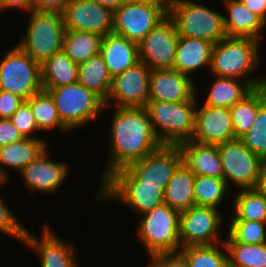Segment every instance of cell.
I'll return each instance as SVG.
<instances>
[{"label": "cell", "instance_id": "cell-1", "mask_svg": "<svg viewBox=\"0 0 266 267\" xmlns=\"http://www.w3.org/2000/svg\"><path fill=\"white\" fill-rule=\"evenodd\" d=\"M112 111L109 151L100 186L116 171L128 168L162 144L152 129L145 107H115ZM114 113V114H113Z\"/></svg>", "mask_w": 266, "mask_h": 267}, {"label": "cell", "instance_id": "cell-2", "mask_svg": "<svg viewBox=\"0 0 266 267\" xmlns=\"http://www.w3.org/2000/svg\"><path fill=\"white\" fill-rule=\"evenodd\" d=\"M260 43L249 37H225L213 45L208 73L218 77L241 79L253 89L266 85V75H254L263 62L260 57Z\"/></svg>", "mask_w": 266, "mask_h": 267}, {"label": "cell", "instance_id": "cell-3", "mask_svg": "<svg viewBox=\"0 0 266 267\" xmlns=\"http://www.w3.org/2000/svg\"><path fill=\"white\" fill-rule=\"evenodd\" d=\"M165 187L142 185V182L128 168H124L116 171L99 186L93 199L97 203L121 202L120 204L139 216L153 207L164 204Z\"/></svg>", "mask_w": 266, "mask_h": 267}, {"label": "cell", "instance_id": "cell-4", "mask_svg": "<svg viewBox=\"0 0 266 267\" xmlns=\"http://www.w3.org/2000/svg\"><path fill=\"white\" fill-rule=\"evenodd\" d=\"M198 95L181 102L148 101L152 129L162 145H179L190 141L195 129Z\"/></svg>", "mask_w": 266, "mask_h": 267}, {"label": "cell", "instance_id": "cell-5", "mask_svg": "<svg viewBox=\"0 0 266 267\" xmlns=\"http://www.w3.org/2000/svg\"><path fill=\"white\" fill-rule=\"evenodd\" d=\"M28 14V26L17 45L42 65L52 55L63 50L66 31L63 14L37 10Z\"/></svg>", "mask_w": 266, "mask_h": 267}, {"label": "cell", "instance_id": "cell-6", "mask_svg": "<svg viewBox=\"0 0 266 267\" xmlns=\"http://www.w3.org/2000/svg\"><path fill=\"white\" fill-rule=\"evenodd\" d=\"M223 14L195 0H171L168 7V15L179 36L204 39L213 44L227 37Z\"/></svg>", "mask_w": 266, "mask_h": 267}, {"label": "cell", "instance_id": "cell-7", "mask_svg": "<svg viewBox=\"0 0 266 267\" xmlns=\"http://www.w3.org/2000/svg\"><path fill=\"white\" fill-rule=\"evenodd\" d=\"M137 239L143 244L148 256L158 253L179 252L180 212L167 204L153 207L139 215Z\"/></svg>", "mask_w": 266, "mask_h": 267}, {"label": "cell", "instance_id": "cell-8", "mask_svg": "<svg viewBox=\"0 0 266 267\" xmlns=\"http://www.w3.org/2000/svg\"><path fill=\"white\" fill-rule=\"evenodd\" d=\"M45 91L52 96L59 118L71 132L103 114L104 101L79 82Z\"/></svg>", "mask_w": 266, "mask_h": 267}, {"label": "cell", "instance_id": "cell-9", "mask_svg": "<svg viewBox=\"0 0 266 267\" xmlns=\"http://www.w3.org/2000/svg\"><path fill=\"white\" fill-rule=\"evenodd\" d=\"M0 90L13 93L24 101L43 90L41 65L17 44L0 60Z\"/></svg>", "mask_w": 266, "mask_h": 267}, {"label": "cell", "instance_id": "cell-10", "mask_svg": "<svg viewBox=\"0 0 266 267\" xmlns=\"http://www.w3.org/2000/svg\"><path fill=\"white\" fill-rule=\"evenodd\" d=\"M169 5L127 0L114 11L113 33L139 43L168 15Z\"/></svg>", "mask_w": 266, "mask_h": 267}, {"label": "cell", "instance_id": "cell-11", "mask_svg": "<svg viewBox=\"0 0 266 267\" xmlns=\"http://www.w3.org/2000/svg\"><path fill=\"white\" fill-rule=\"evenodd\" d=\"M217 148L227 186L234 185L237 190L256 188L263 159L239 139L220 144Z\"/></svg>", "mask_w": 266, "mask_h": 267}, {"label": "cell", "instance_id": "cell-12", "mask_svg": "<svg viewBox=\"0 0 266 267\" xmlns=\"http://www.w3.org/2000/svg\"><path fill=\"white\" fill-rule=\"evenodd\" d=\"M223 216L219 209L196 205L181 212L179 224L181 248L224 242L219 236L222 232L221 227L223 229L221 224L225 223Z\"/></svg>", "mask_w": 266, "mask_h": 267}, {"label": "cell", "instance_id": "cell-13", "mask_svg": "<svg viewBox=\"0 0 266 267\" xmlns=\"http://www.w3.org/2000/svg\"><path fill=\"white\" fill-rule=\"evenodd\" d=\"M179 34L167 15L139 43V61L151 70L173 69Z\"/></svg>", "mask_w": 266, "mask_h": 267}, {"label": "cell", "instance_id": "cell-14", "mask_svg": "<svg viewBox=\"0 0 266 267\" xmlns=\"http://www.w3.org/2000/svg\"><path fill=\"white\" fill-rule=\"evenodd\" d=\"M151 69L142 62L112 78L104 112L114 107H146L149 100ZM111 103H114L111 104Z\"/></svg>", "mask_w": 266, "mask_h": 267}, {"label": "cell", "instance_id": "cell-15", "mask_svg": "<svg viewBox=\"0 0 266 267\" xmlns=\"http://www.w3.org/2000/svg\"><path fill=\"white\" fill-rule=\"evenodd\" d=\"M53 227L44 223L40 236L32 234L29 228L25 232L23 244L35 252L40 259V267H80L74 243L59 237Z\"/></svg>", "mask_w": 266, "mask_h": 267}, {"label": "cell", "instance_id": "cell-16", "mask_svg": "<svg viewBox=\"0 0 266 267\" xmlns=\"http://www.w3.org/2000/svg\"><path fill=\"white\" fill-rule=\"evenodd\" d=\"M48 149L18 173L22 176L24 187L31 194H57L60 186L69 177V163L51 159Z\"/></svg>", "mask_w": 266, "mask_h": 267}, {"label": "cell", "instance_id": "cell-17", "mask_svg": "<svg viewBox=\"0 0 266 267\" xmlns=\"http://www.w3.org/2000/svg\"><path fill=\"white\" fill-rule=\"evenodd\" d=\"M181 163L182 152L177 145H161L128 169L142 185L166 186Z\"/></svg>", "mask_w": 266, "mask_h": 267}, {"label": "cell", "instance_id": "cell-18", "mask_svg": "<svg viewBox=\"0 0 266 267\" xmlns=\"http://www.w3.org/2000/svg\"><path fill=\"white\" fill-rule=\"evenodd\" d=\"M66 30L87 31L105 36L113 33L114 12L87 0H70L63 12Z\"/></svg>", "mask_w": 266, "mask_h": 267}, {"label": "cell", "instance_id": "cell-19", "mask_svg": "<svg viewBox=\"0 0 266 267\" xmlns=\"http://www.w3.org/2000/svg\"><path fill=\"white\" fill-rule=\"evenodd\" d=\"M198 103L197 99L195 129L191 140L216 146L235 140L230 110L204 104L199 106Z\"/></svg>", "mask_w": 266, "mask_h": 267}, {"label": "cell", "instance_id": "cell-20", "mask_svg": "<svg viewBox=\"0 0 266 267\" xmlns=\"http://www.w3.org/2000/svg\"><path fill=\"white\" fill-rule=\"evenodd\" d=\"M195 80L175 69L151 70L149 100L181 102L192 99L197 91Z\"/></svg>", "mask_w": 266, "mask_h": 267}, {"label": "cell", "instance_id": "cell-21", "mask_svg": "<svg viewBox=\"0 0 266 267\" xmlns=\"http://www.w3.org/2000/svg\"><path fill=\"white\" fill-rule=\"evenodd\" d=\"M46 138H24L0 147V180L9 182V170L19 173L48 148ZM9 169V170H8Z\"/></svg>", "mask_w": 266, "mask_h": 267}, {"label": "cell", "instance_id": "cell-22", "mask_svg": "<svg viewBox=\"0 0 266 267\" xmlns=\"http://www.w3.org/2000/svg\"><path fill=\"white\" fill-rule=\"evenodd\" d=\"M182 163L197 176L224 179V170L216 145H207L192 140L178 145Z\"/></svg>", "mask_w": 266, "mask_h": 267}, {"label": "cell", "instance_id": "cell-23", "mask_svg": "<svg viewBox=\"0 0 266 267\" xmlns=\"http://www.w3.org/2000/svg\"><path fill=\"white\" fill-rule=\"evenodd\" d=\"M226 14L224 26L229 37H249L262 42L266 23L251 12L240 0H222Z\"/></svg>", "mask_w": 266, "mask_h": 267}, {"label": "cell", "instance_id": "cell-24", "mask_svg": "<svg viewBox=\"0 0 266 267\" xmlns=\"http://www.w3.org/2000/svg\"><path fill=\"white\" fill-rule=\"evenodd\" d=\"M100 54L112 78L140 62L138 43L115 33L102 37Z\"/></svg>", "mask_w": 266, "mask_h": 267}, {"label": "cell", "instance_id": "cell-25", "mask_svg": "<svg viewBox=\"0 0 266 267\" xmlns=\"http://www.w3.org/2000/svg\"><path fill=\"white\" fill-rule=\"evenodd\" d=\"M213 45L204 39L179 36L173 69L191 78L198 70L210 71Z\"/></svg>", "mask_w": 266, "mask_h": 267}, {"label": "cell", "instance_id": "cell-26", "mask_svg": "<svg viewBox=\"0 0 266 267\" xmlns=\"http://www.w3.org/2000/svg\"><path fill=\"white\" fill-rule=\"evenodd\" d=\"M194 180V173L181 163L165 187L164 203L180 213L194 206Z\"/></svg>", "mask_w": 266, "mask_h": 267}, {"label": "cell", "instance_id": "cell-27", "mask_svg": "<svg viewBox=\"0 0 266 267\" xmlns=\"http://www.w3.org/2000/svg\"><path fill=\"white\" fill-rule=\"evenodd\" d=\"M210 76L214 81L208 85L210 90L204 98V105L229 109L253 90L247 82L241 79Z\"/></svg>", "mask_w": 266, "mask_h": 267}, {"label": "cell", "instance_id": "cell-28", "mask_svg": "<svg viewBox=\"0 0 266 267\" xmlns=\"http://www.w3.org/2000/svg\"><path fill=\"white\" fill-rule=\"evenodd\" d=\"M43 90L78 82V65L62 50L41 65Z\"/></svg>", "mask_w": 266, "mask_h": 267}, {"label": "cell", "instance_id": "cell-29", "mask_svg": "<svg viewBox=\"0 0 266 267\" xmlns=\"http://www.w3.org/2000/svg\"><path fill=\"white\" fill-rule=\"evenodd\" d=\"M266 100V85L254 88L241 101L229 108L235 139H240L253 126L261 104Z\"/></svg>", "mask_w": 266, "mask_h": 267}, {"label": "cell", "instance_id": "cell-30", "mask_svg": "<svg viewBox=\"0 0 266 267\" xmlns=\"http://www.w3.org/2000/svg\"><path fill=\"white\" fill-rule=\"evenodd\" d=\"M78 82L93 91L104 102L107 100L112 76L100 53L78 65Z\"/></svg>", "mask_w": 266, "mask_h": 267}, {"label": "cell", "instance_id": "cell-31", "mask_svg": "<svg viewBox=\"0 0 266 267\" xmlns=\"http://www.w3.org/2000/svg\"><path fill=\"white\" fill-rule=\"evenodd\" d=\"M230 220L266 222V195L257 188L236 190Z\"/></svg>", "mask_w": 266, "mask_h": 267}, {"label": "cell", "instance_id": "cell-32", "mask_svg": "<svg viewBox=\"0 0 266 267\" xmlns=\"http://www.w3.org/2000/svg\"><path fill=\"white\" fill-rule=\"evenodd\" d=\"M102 37L94 32L66 30L63 51L79 65L100 53Z\"/></svg>", "mask_w": 266, "mask_h": 267}, {"label": "cell", "instance_id": "cell-33", "mask_svg": "<svg viewBox=\"0 0 266 267\" xmlns=\"http://www.w3.org/2000/svg\"><path fill=\"white\" fill-rule=\"evenodd\" d=\"M27 102L38 129L43 132L58 130L61 134L71 131L62 123L52 96L45 90L32 95ZM63 132V133H62Z\"/></svg>", "mask_w": 266, "mask_h": 267}, {"label": "cell", "instance_id": "cell-34", "mask_svg": "<svg viewBox=\"0 0 266 267\" xmlns=\"http://www.w3.org/2000/svg\"><path fill=\"white\" fill-rule=\"evenodd\" d=\"M228 190L230 189L224 179L195 175L194 200L196 206L220 209L219 207L228 199Z\"/></svg>", "mask_w": 266, "mask_h": 267}, {"label": "cell", "instance_id": "cell-35", "mask_svg": "<svg viewBox=\"0 0 266 267\" xmlns=\"http://www.w3.org/2000/svg\"><path fill=\"white\" fill-rule=\"evenodd\" d=\"M179 252L186 258L189 267H228V255L224 242L214 245L187 246L180 248Z\"/></svg>", "mask_w": 266, "mask_h": 267}, {"label": "cell", "instance_id": "cell-36", "mask_svg": "<svg viewBox=\"0 0 266 267\" xmlns=\"http://www.w3.org/2000/svg\"><path fill=\"white\" fill-rule=\"evenodd\" d=\"M228 267H266V243L224 242Z\"/></svg>", "mask_w": 266, "mask_h": 267}, {"label": "cell", "instance_id": "cell-37", "mask_svg": "<svg viewBox=\"0 0 266 267\" xmlns=\"http://www.w3.org/2000/svg\"><path fill=\"white\" fill-rule=\"evenodd\" d=\"M224 242L266 243V222L230 220Z\"/></svg>", "mask_w": 266, "mask_h": 267}, {"label": "cell", "instance_id": "cell-38", "mask_svg": "<svg viewBox=\"0 0 266 267\" xmlns=\"http://www.w3.org/2000/svg\"><path fill=\"white\" fill-rule=\"evenodd\" d=\"M239 140L250 151L266 159V100L261 104L253 126Z\"/></svg>", "mask_w": 266, "mask_h": 267}, {"label": "cell", "instance_id": "cell-39", "mask_svg": "<svg viewBox=\"0 0 266 267\" xmlns=\"http://www.w3.org/2000/svg\"><path fill=\"white\" fill-rule=\"evenodd\" d=\"M27 227L12 213L6 199L0 195V233L23 244Z\"/></svg>", "mask_w": 266, "mask_h": 267}, {"label": "cell", "instance_id": "cell-40", "mask_svg": "<svg viewBox=\"0 0 266 267\" xmlns=\"http://www.w3.org/2000/svg\"><path fill=\"white\" fill-rule=\"evenodd\" d=\"M10 120L24 138H39L36 133L40 130L35 123L30 104L27 101H23L12 114Z\"/></svg>", "mask_w": 266, "mask_h": 267}, {"label": "cell", "instance_id": "cell-41", "mask_svg": "<svg viewBox=\"0 0 266 267\" xmlns=\"http://www.w3.org/2000/svg\"><path fill=\"white\" fill-rule=\"evenodd\" d=\"M147 267H189L186 258L180 252L158 253L149 256Z\"/></svg>", "mask_w": 266, "mask_h": 267}, {"label": "cell", "instance_id": "cell-42", "mask_svg": "<svg viewBox=\"0 0 266 267\" xmlns=\"http://www.w3.org/2000/svg\"><path fill=\"white\" fill-rule=\"evenodd\" d=\"M23 101L22 98L13 93L0 90V119H10Z\"/></svg>", "mask_w": 266, "mask_h": 267}, {"label": "cell", "instance_id": "cell-43", "mask_svg": "<svg viewBox=\"0 0 266 267\" xmlns=\"http://www.w3.org/2000/svg\"><path fill=\"white\" fill-rule=\"evenodd\" d=\"M22 139H24V136L13 125L10 119H0V147L21 141Z\"/></svg>", "mask_w": 266, "mask_h": 267}, {"label": "cell", "instance_id": "cell-44", "mask_svg": "<svg viewBox=\"0 0 266 267\" xmlns=\"http://www.w3.org/2000/svg\"><path fill=\"white\" fill-rule=\"evenodd\" d=\"M70 0H34V10L63 14Z\"/></svg>", "mask_w": 266, "mask_h": 267}, {"label": "cell", "instance_id": "cell-45", "mask_svg": "<svg viewBox=\"0 0 266 267\" xmlns=\"http://www.w3.org/2000/svg\"><path fill=\"white\" fill-rule=\"evenodd\" d=\"M13 8L29 13L34 10V0H0V12Z\"/></svg>", "mask_w": 266, "mask_h": 267}, {"label": "cell", "instance_id": "cell-46", "mask_svg": "<svg viewBox=\"0 0 266 267\" xmlns=\"http://www.w3.org/2000/svg\"><path fill=\"white\" fill-rule=\"evenodd\" d=\"M251 12L266 23V0H240Z\"/></svg>", "mask_w": 266, "mask_h": 267}, {"label": "cell", "instance_id": "cell-47", "mask_svg": "<svg viewBox=\"0 0 266 267\" xmlns=\"http://www.w3.org/2000/svg\"><path fill=\"white\" fill-rule=\"evenodd\" d=\"M87 1L97 3L99 5H102L103 7H107L114 12L120 6H122L127 0H87Z\"/></svg>", "mask_w": 266, "mask_h": 267}, {"label": "cell", "instance_id": "cell-48", "mask_svg": "<svg viewBox=\"0 0 266 267\" xmlns=\"http://www.w3.org/2000/svg\"><path fill=\"white\" fill-rule=\"evenodd\" d=\"M261 193L266 195V159H263L261 168H260V176L259 181L256 187Z\"/></svg>", "mask_w": 266, "mask_h": 267}, {"label": "cell", "instance_id": "cell-49", "mask_svg": "<svg viewBox=\"0 0 266 267\" xmlns=\"http://www.w3.org/2000/svg\"><path fill=\"white\" fill-rule=\"evenodd\" d=\"M141 2H150V3H158V4H170L171 0H134Z\"/></svg>", "mask_w": 266, "mask_h": 267}, {"label": "cell", "instance_id": "cell-50", "mask_svg": "<svg viewBox=\"0 0 266 267\" xmlns=\"http://www.w3.org/2000/svg\"><path fill=\"white\" fill-rule=\"evenodd\" d=\"M6 184V182H2L1 180H0V187L2 186V185H4L5 186V184Z\"/></svg>", "mask_w": 266, "mask_h": 267}]
</instances>
